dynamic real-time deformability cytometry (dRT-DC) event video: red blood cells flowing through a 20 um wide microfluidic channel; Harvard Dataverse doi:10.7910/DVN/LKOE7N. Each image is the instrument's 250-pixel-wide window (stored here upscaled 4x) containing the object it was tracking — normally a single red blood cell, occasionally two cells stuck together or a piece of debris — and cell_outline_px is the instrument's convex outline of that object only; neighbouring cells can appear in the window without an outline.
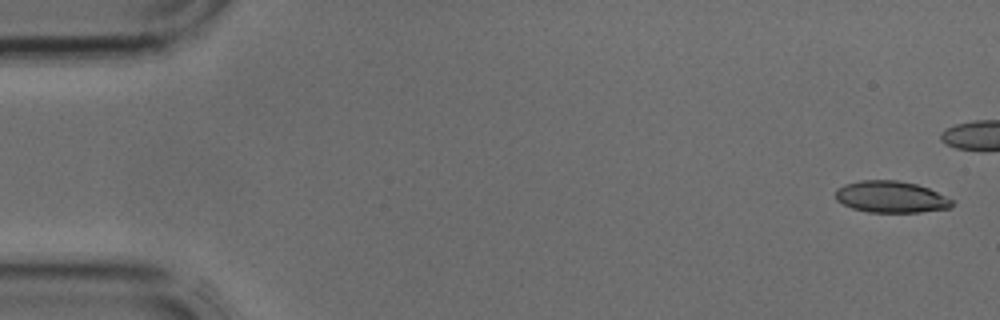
{"species": "common noctule bat (a hibernating species)", "species_latin": "Nyctalus noctula", "temperature_condition": "cold", "stored_images_in_passage": 5, "camera_frame_rate_fps": 3000, "um_per_image_px": 0.085, "animal": {"sex": "male", "body_mass_g": 17.9, "forearm_length_mm": 54.2}, "frame": {"image": 1, "passage_image": 1, "time_ms": 0.0, "image_size_px": [1000, 320], "cell_outline_px": [[952, 204], [948, 208], [920, 212], [868, 212], [852, 208], [836, 200], [836, 188], [844, 184], [860, 180], [896, 180], [916, 184], [928, 188], [952, 200]], "centroid_in_image_um": [75.68, 16.73], "position_along_channel_um": 9.3, "area_um2": 21.27}}
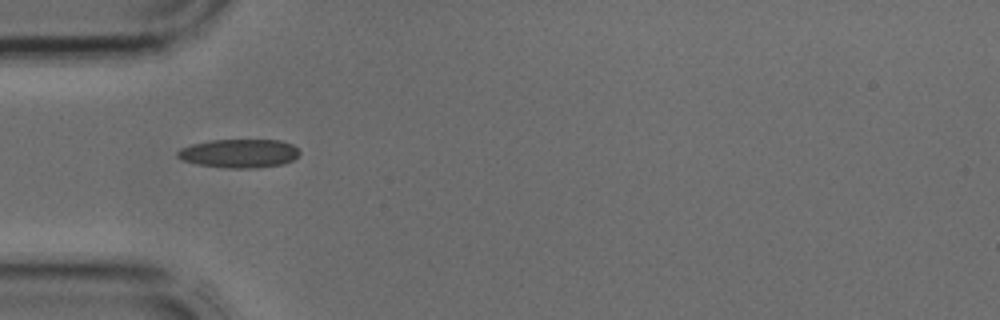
{"frame": {"image": 2, "passage_image": 4, "time_ms": 1.0, "image_size_px": [1000, 320], "cell_outline_px": [[300, 152], [292, 160], [284, 164], [260, 168], [224, 168], [196, 164], [180, 160], [176, 156], [176, 152], [180, 148], [192, 144], [212, 140], [280, 140], [292, 144]], "centroid_in_image_um": [20.29, 13.05], "position_along_channel_um": 64.7, "area_um2": 20.58}}